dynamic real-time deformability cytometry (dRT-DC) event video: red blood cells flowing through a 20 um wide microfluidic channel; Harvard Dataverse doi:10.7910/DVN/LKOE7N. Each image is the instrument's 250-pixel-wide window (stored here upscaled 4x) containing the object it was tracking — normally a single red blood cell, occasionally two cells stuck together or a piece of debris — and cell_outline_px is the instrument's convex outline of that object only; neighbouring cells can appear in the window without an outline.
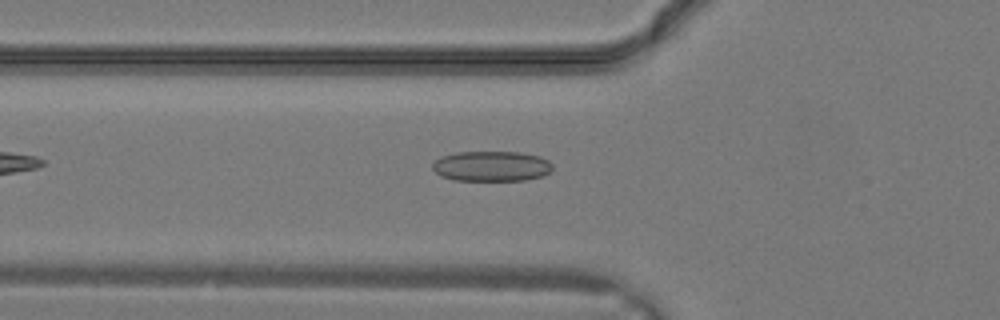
{"species": "common noctule bat (a hibernating species)", "species_latin": "Nyctalus noctula", "temperature_condition": "warm", "stored_images_in_passage": 21, "camera_frame_rate_fps": 3000, "um_per_image_px": 0.085, "animal": {"sex": "male", "body_mass_g": 19.2, "forearm_length_mm": 51.8}, "frame": {"image": 1, "passage_image": 2, "time_ms": 0.333, "image_size_px": [1000, 320], "cell_outline_px": [[552, 168], [544, 176], [524, 180], [452, 180], [440, 176], [432, 168], [432, 164], [440, 156], [456, 152], [520, 152], [540, 156], [548, 160], [552, 164]], "centroid_in_image_um": [41.76, 14.12], "position_along_channel_um": 84.0, "area_um2": 21.27}}
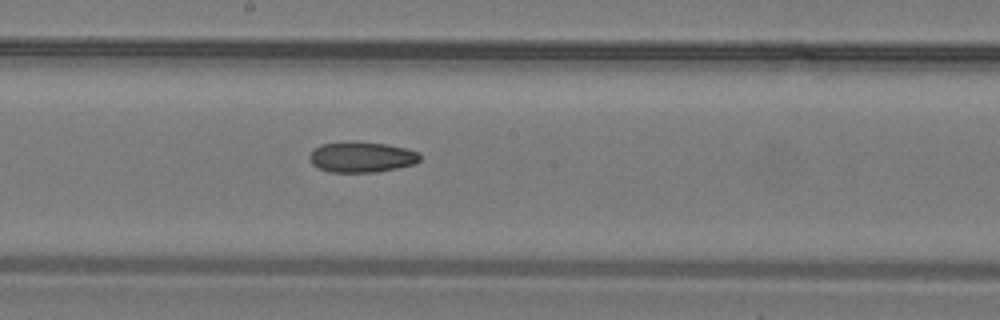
{"frame": {"image": 2, "passage_image": 8, "time_ms": 2.333, "image_size_px": [1000, 320], "cell_outline_px": [[420, 160], [416, 164], [376, 172], [328, 172], [312, 164], [308, 156], [312, 148], [320, 144], [388, 144], [408, 148], [416, 152], [420, 156]], "centroid_in_image_um": [30.74, 13.39], "position_along_channel_um": 217.5, "area_um2": 19.13}}
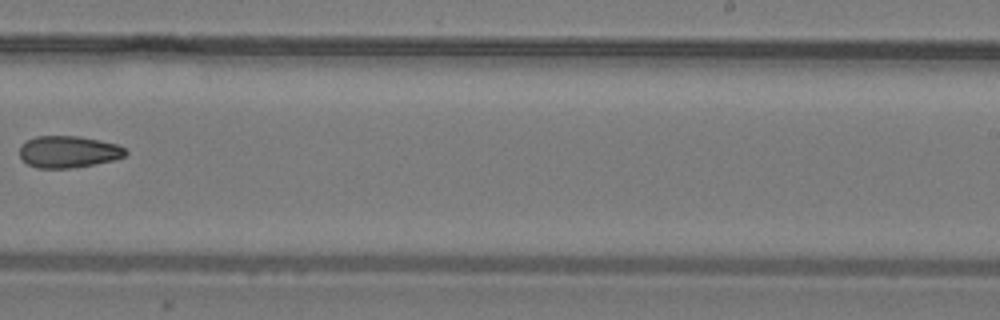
{"frame": {"image": 3, "passage_image": 11, "time_ms": 3.333, "image_size_px": [1000, 320], "cell_outline_px": [[128, 152], [124, 156], [112, 160], [72, 168], [36, 168], [28, 164], [20, 156], [20, 144], [36, 136], [80, 136], [100, 140], [116, 144], [124, 148]], "centroid_in_image_um": [5.79, 12.89], "position_along_channel_um": 283.2, "area_um2": 19.54}}